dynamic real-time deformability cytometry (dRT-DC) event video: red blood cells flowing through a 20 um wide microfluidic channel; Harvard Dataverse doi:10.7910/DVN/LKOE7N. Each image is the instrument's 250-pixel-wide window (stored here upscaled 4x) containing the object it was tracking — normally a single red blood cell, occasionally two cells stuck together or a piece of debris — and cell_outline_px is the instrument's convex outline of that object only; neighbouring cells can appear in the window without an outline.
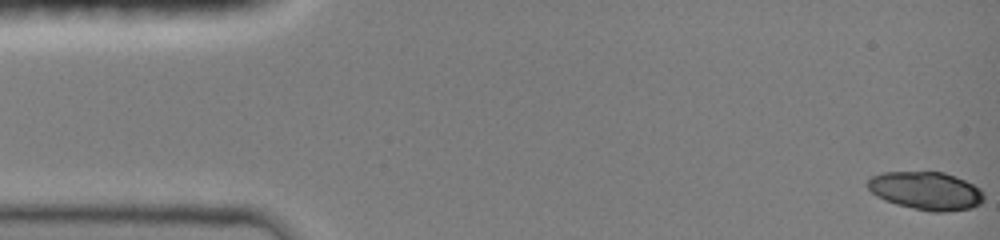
{"species": "common noctule bat (a hibernating species)", "species_latin": "Nyctalus noctula", "temperature_condition": "room temperature", "stored_images_in_passage": 48, "camera_frame_rate_fps": 3000, "um_per_image_px": 0.085, "animal": {"sex": "female", "body_mass_g": 19.0, "forearm_length_mm": 51.5}, "frame": {"image": 1, "passage_image": 1, "time_ms": 0.0, "image_size_px": [1000, 240], "cell_outline_px": [[984, 200], [980, 204], [972, 208], [944, 212], [932, 212], [912, 208], [896, 204], [884, 200], [876, 196], [864, 184], [872, 176], [884, 172], [944, 172], [956, 176], [980, 188], [984, 192]], "centroid_in_image_um": [78.72, 16.22], "position_along_channel_um": 6.3, "area_um2": 26.01}}
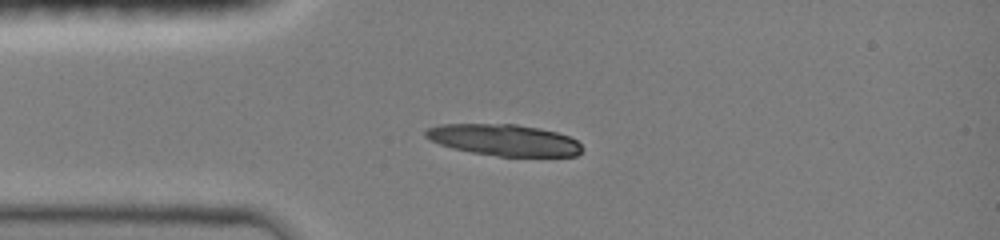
{"frame": {"image": 2, "passage_image": 12, "time_ms": 3.667, "image_size_px": [1000, 240], "cell_outline_px": [[584, 148], [576, 156], [496, 156], [472, 152], [452, 148], [440, 144], [424, 136], [424, 132], [428, 128], [440, 124], [516, 124], [540, 128], [556, 132], [568, 136], [576, 140]], "centroid_in_image_um": [42.85, 11.9], "position_along_channel_um": 42.1, "area_um2": 28.61}}